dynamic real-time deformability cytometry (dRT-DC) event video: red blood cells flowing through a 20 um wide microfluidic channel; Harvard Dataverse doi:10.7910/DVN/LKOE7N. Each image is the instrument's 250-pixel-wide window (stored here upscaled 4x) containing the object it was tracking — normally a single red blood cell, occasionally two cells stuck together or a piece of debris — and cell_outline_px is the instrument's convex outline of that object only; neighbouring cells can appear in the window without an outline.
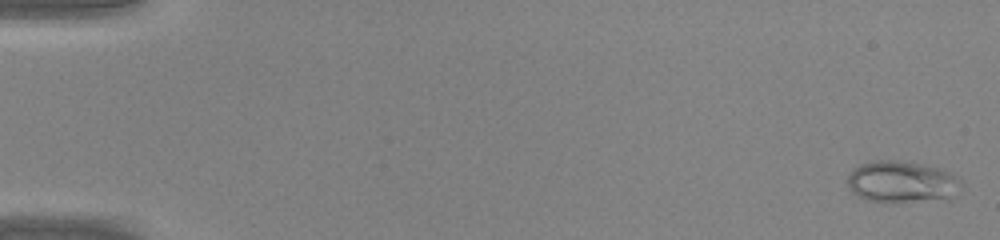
{"species": "common noctule bat (a hibernating species)", "species_latin": "Nyctalus noctula", "temperature_condition": "warm", "stored_images_in_passage": 45, "camera_frame_rate_fps": 3000, "um_per_image_px": 0.085, "animal": {"sex": "male", "body_mass_g": 20.0, "forearm_length_mm": 53.3}, "frame": {"image": 1, "passage_image": 1, "time_ms": 0.0, "image_size_px": [1000, 240], "cell_outline_px": [[960, 184], [948, 200], [888, 204], [868, 200], [852, 192], [848, 184], [848, 176], [860, 164], [872, 160], [896, 160], [920, 164], [952, 172], [960, 180]], "centroid_in_image_um": [76.65, 15.49], "position_along_channel_um": 8.4, "area_um2": 27.86}}
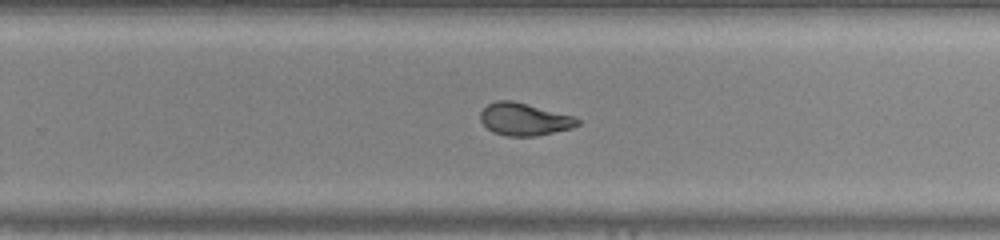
{"frame": {"image": 2, "passage_image": 30, "time_ms": 9.667, "image_size_px": [1000, 240], "cell_outline_px": [[580, 124], [572, 128], [536, 136], [504, 136], [492, 132], [480, 120], [480, 112], [488, 104], [496, 100], [512, 100], [572, 116], [580, 120]], "centroid_in_image_um": [44.53, 10.14], "position_along_channel_um": 285.3, "area_um2": 18.26}}
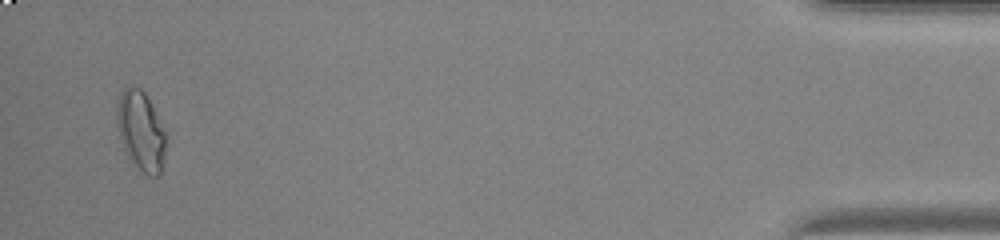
{"frame": {"image": 3, "passage_image": 44, "time_ms": 14.333, "image_size_px": [1000, 240], "cell_outline_px": [[168, 132], [164, 156], [160, 176], [148, 176], [128, 156], [120, 140], [116, 124], [116, 104], [120, 92], [128, 84], [132, 84], [140, 88], [144, 92], [152, 104]], "centroid_in_image_um": [11.99, 11.06], "position_along_channel_um": 423.2, "area_um2": 23.35}}